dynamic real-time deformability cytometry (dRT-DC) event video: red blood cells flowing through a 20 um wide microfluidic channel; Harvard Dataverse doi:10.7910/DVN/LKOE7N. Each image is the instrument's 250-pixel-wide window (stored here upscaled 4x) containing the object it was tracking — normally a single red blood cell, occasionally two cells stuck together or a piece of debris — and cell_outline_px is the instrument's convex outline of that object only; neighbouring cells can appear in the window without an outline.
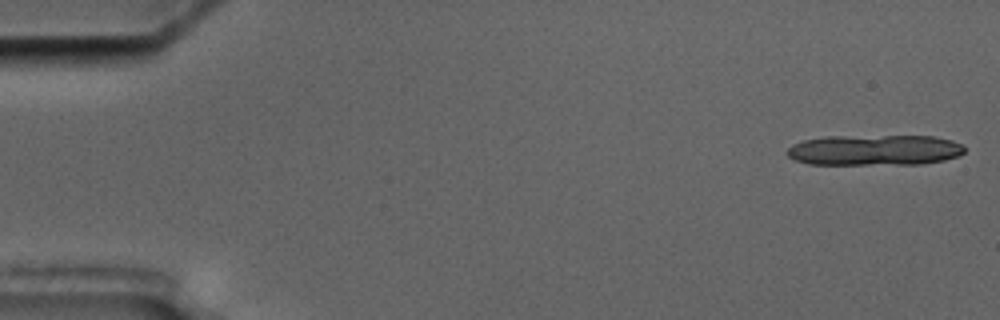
{"species": "common noctule bat (a hibernating species)", "species_latin": "Nyctalus noctula", "temperature_condition": "cold", "stored_images_in_passage": 7, "camera_frame_rate_fps": 3000, "um_per_image_px": 0.085, "animal": {"sex": "male", "body_mass_g": 17.5, "forearm_length_mm": 52.3}, "frame": {"image": 1, "passage_image": 1, "time_ms": 0.0, "image_size_px": [1000, 320], "cell_outline_px": [[964, 152], [960, 156], [944, 160], [920, 164], [808, 164], [796, 160], [788, 156], [784, 152], [792, 144], [804, 140], [828, 136], [932, 136], [952, 140], [964, 144]], "centroid_in_image_um": [74.35, 12.75], "position_along_channel_um": 10.7, "area_um2": 31.91}}